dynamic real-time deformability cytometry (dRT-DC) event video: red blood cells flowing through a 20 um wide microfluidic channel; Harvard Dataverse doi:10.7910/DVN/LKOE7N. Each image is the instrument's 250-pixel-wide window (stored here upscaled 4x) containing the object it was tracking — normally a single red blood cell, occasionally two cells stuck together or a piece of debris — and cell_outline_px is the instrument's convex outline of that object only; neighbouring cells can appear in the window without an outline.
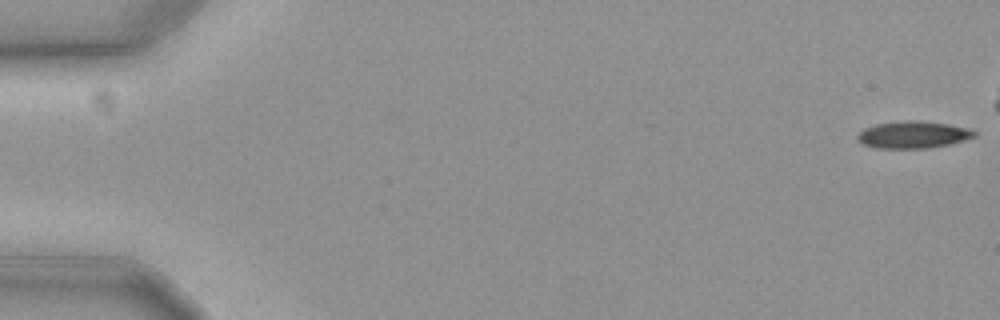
{"species": "common noctule bat (a hibernating species)", "species_latin": "Nyctalus noctula", "temperature_condition": "cold", "stored_images_in_passage": 51, "camera_frame_rate_fps": 3000, "um_per_image_px": 0.085, "animal": {"sex": "female", "body_mass_g": 19.3, "forearm_length_mm": 54.1}, "frame": {"image": 1, "passage_image": 1, "time_ms": 0.0, "image_size_px": [1000, 320], "cell_outline_px": [[976, 136], [964, 140], [948, 144], [928, 148], [876, 148], [864, 144], [856, 136], [864, 128], [876, 124], [948, 124], [968, 128], [976, 132]], "centroid_in_image_um": [77.63, 11.51], "position_along_channel_um": 7.4, "area_um2": 17.05}}
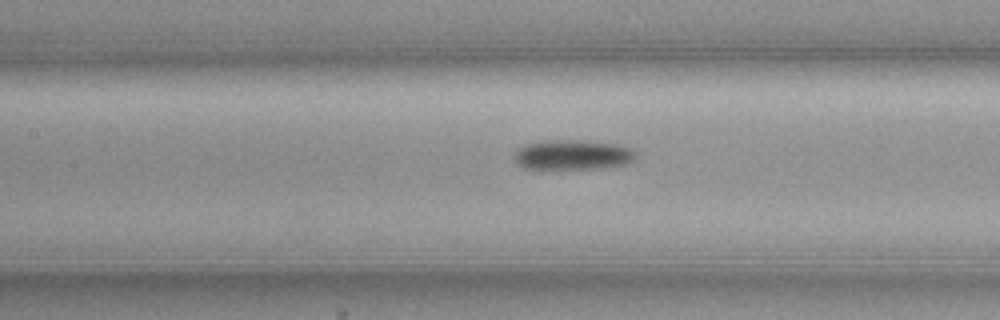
{"frame": {"image": 2, "passage_image": 27, "time_ms": 8.667, "image_size_px": [1000, 320], "cell_outline_px": [[636, 156], [632, 160], [624, 164], [596, 168], [540, 172], [524, 168], [516, 164], [512, 156], [516, 148], [528, 144], [544, 140], [588, 140], [620, 144], [632, 148], [636, 152]], "centroid_in_image_um": [48.57, 13.19], "position_along_channel_um": 158.8, "area_um2": 22.37}}
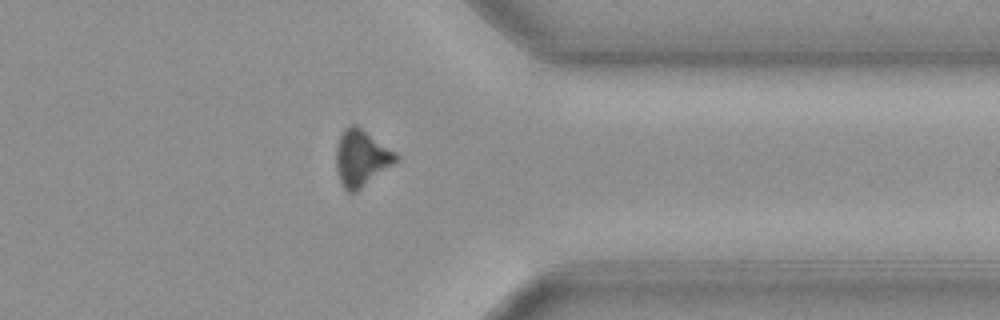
{"frame": {"image": 3, "passage_image": 46, "time_ms": 15.0, "image_size_px": [1000, 320], "cell_outline_px": [[400, 160], [356, 192], [348, 192], [344, 188], [340, 180], [336, 168], [336, 148], [340, 132], [344, 128], [352, 124], [356, 124], [396, 152], [400, 156]], "centroid_in_image_um": [30.73, 13.42], "position_along_channel_um": 380.7, "area_um2": 19.88}, "authors_computed_cell_mechanics": {"area_um2": 20.0566, "velocity_mm_per_s": 3.6194, "shape_relaxation_time_tau1_ms": 3.5539, "shape_relaxation_time_tau2_ms": null, "deformation_change_tau1": 0.116, "deformation_change_tau2": null}}